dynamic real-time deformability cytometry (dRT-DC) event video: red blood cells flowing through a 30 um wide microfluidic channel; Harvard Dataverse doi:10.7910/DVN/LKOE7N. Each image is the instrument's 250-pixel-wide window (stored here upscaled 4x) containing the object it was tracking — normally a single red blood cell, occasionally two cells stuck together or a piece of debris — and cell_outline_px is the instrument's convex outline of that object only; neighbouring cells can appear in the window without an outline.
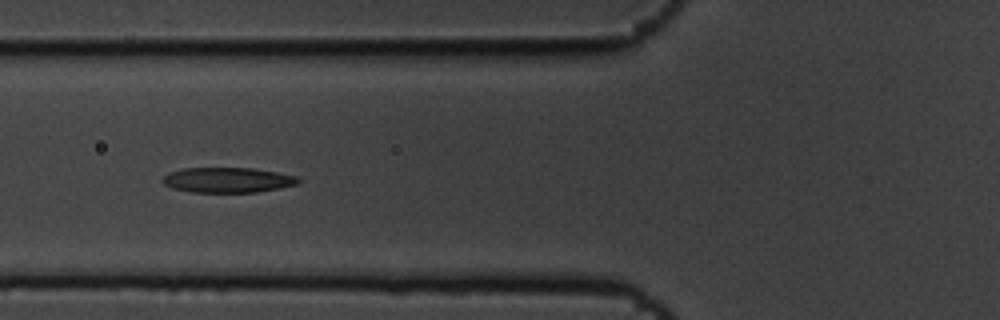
{"species": "common noctule bat (a hibernating species)", "species_latin": "Nyctalus noctula", "temperature_condition": "cold", "stored_images_in_passage": 6, "camera_frame_rate_fps": 3000, "um_per_image_px": 0.085, "animal": {"sex": "male", "body_mass_g": 19.5, "forearm_length_mm": 54.6}, "frame": {"image": 1, "passage_image": 5, "time_ms": 1.333, "image_size_px": [1000, 320], "cell_outline_px": [[300, 184], [280, 188], [256, 192], [192, 192], [172, 188], [164, 184], [160, 180], [168, 172], [184, 168], [252, 168], [276, 172], [296, 176], [300, 180]], "centroid_in_image_um": [19.34, 15.3], "position_along_channel_um": 106.5, "area_um2": 19.94}}
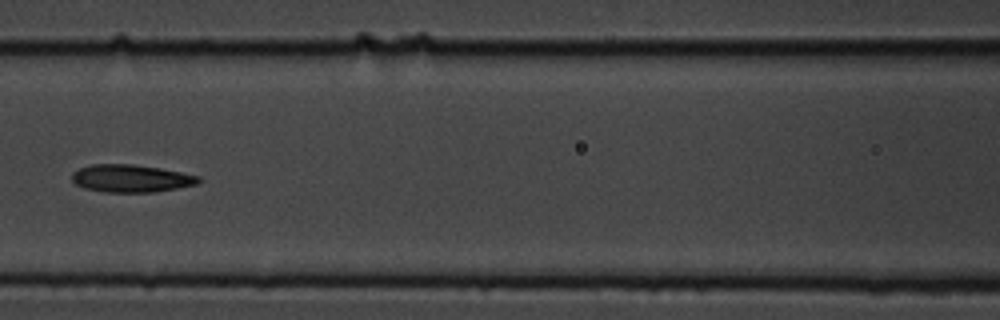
{"frame": {"image": 2, "passage_image": 6, "time_ms": 1.667, "image_size_px": [1000, 320], "cell_outline_px": [[200, 180], [196, 184], [176, 188], [152, 192], [104, 192], [84, 188], [76, 184], [72, 180], [72, 172], [80, 168], [92, 164], [132, 164], [160, 168], [200, 176]], "centroid_in_image_um": [11.11, 15.16], "position_along_channel_um": 155.5, "area_um2": 20.23}}